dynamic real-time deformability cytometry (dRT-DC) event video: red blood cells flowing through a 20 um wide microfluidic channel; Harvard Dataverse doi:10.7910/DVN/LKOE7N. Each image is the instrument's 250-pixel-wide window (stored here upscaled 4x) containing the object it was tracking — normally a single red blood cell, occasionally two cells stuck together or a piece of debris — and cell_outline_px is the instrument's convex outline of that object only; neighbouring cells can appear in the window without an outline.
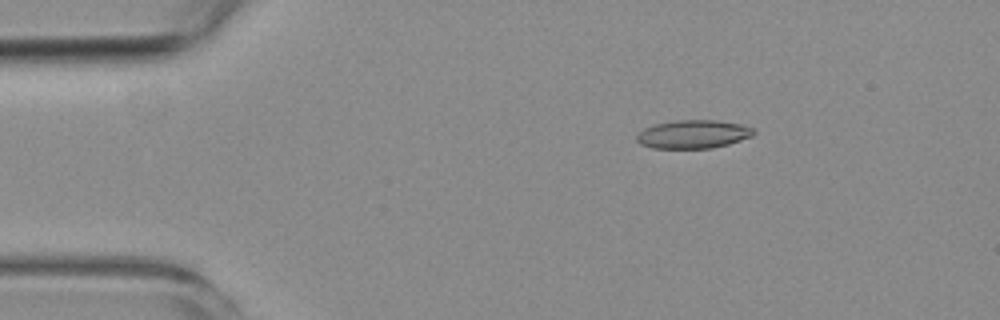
{"species": "common noctule bat (a hibernating species)", "species_latin": "Nyctalus noctula", "temperature_condition": "room temperature", "stored_images_in_passage": 4, "camera_frame_rate_fps": 3000, "um_per_image_px": 0.085, "animal": {"sex": "female", "body_mass_g": 19.3, "forearm_length_mm": 54.1}, "frame": {"image": 1, "passage_image": 2, "time_ms": 1.333, "image_size_px": [1000, 320], "cell_outline_px": [[756, 132], [752, 136], [728, 144], [712, 148], [652, 148], [640, 144], [636, 140], [636, 136], [644, 128], [656, 124], [676, 120], [716, 120], [740, 124], [752, 128]], "centroid_in_image_um": [58.91, 11.41], "position_along_channel_um": 26.1, "area_um2": 19.25}}